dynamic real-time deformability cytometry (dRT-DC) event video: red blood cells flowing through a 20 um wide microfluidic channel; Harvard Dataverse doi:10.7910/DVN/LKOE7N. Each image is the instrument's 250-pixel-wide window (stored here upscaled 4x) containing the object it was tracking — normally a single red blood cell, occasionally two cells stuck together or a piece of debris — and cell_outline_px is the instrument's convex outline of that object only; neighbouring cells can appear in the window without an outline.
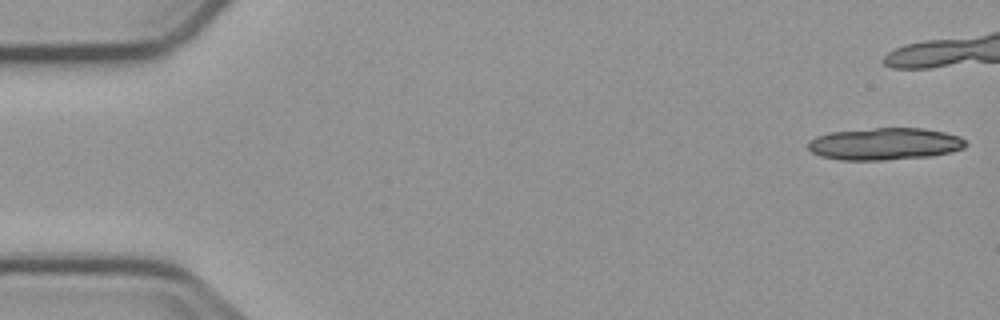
{"species": "common noctule bat (a hibernating species)", "species_latin": "Nyctalus noctula", "temperature_condition": "cold", "stored_images_in_passage": 6, "camera_frame_rate_fps": 3000, "um_per_image_px": 0.085, "animal": {"sex": "male", "body_mass_g": 23.1, "forearm_length_mm": 52.7}, "frame": {"image": 1, "passage_image": 1, "time_ms": 0.0, "image_size_px": [1000, 320], "cell_outline_px": [[968, 144], [964, 148], [952, 152], [928, 156], [880, 160], [840, 160], [820, 156], [812, 152], [808, 148], [808, 140], [816, 136], [828, 132], [872, 128], [924, 128], [944, 132], [960, 136]], "centroid_in_image_um": [75.18, 12.22], "position_along_channel_um": 9.8, "area_um2": 29.65}}